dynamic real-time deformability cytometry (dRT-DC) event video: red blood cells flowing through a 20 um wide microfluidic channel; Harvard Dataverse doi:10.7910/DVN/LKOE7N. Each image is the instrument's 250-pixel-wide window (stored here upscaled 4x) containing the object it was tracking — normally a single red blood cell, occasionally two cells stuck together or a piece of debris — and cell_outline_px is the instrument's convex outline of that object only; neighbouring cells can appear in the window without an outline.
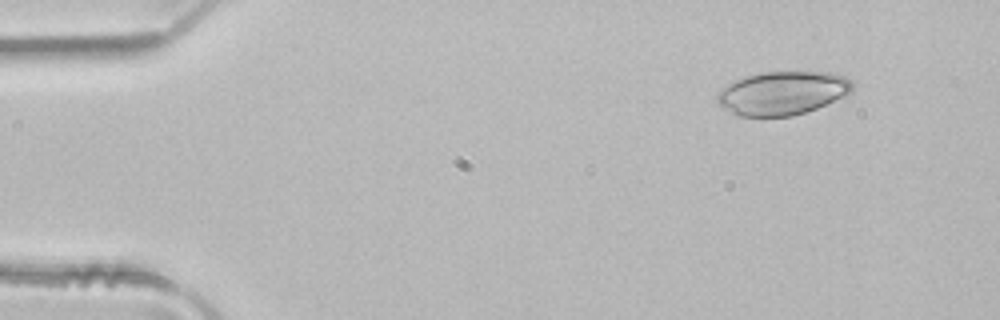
{"species": "common noctule bat (a hibernating species)", "species_latin": "Nyctalus noctula", "temperature_condition": "room temperature", "stored_images_in_passage": 3, "camera_frame_rate_fps": 3000, "um_per_image_px": 0.085, "animal": {"sex": "male", "body_mass_g": 21.5, "forearm_length_mm": 52.0}, "frame": {"image": 1, "passage_image": 1, "time_ms": 0.0, "image_size_px": [1000, 320], "cell_outline_px": [[856, 80], [852, 92], [848, 96], [816, 108], [792, 116], [740, 116], [732, 112], [720, 104], [716, 100], [716, 92], [728, 84], [744, 76], [764, 72], [828, 72], [844, 76]], "centroid_in_image_um": [66.58, 7.9], "position_along_channel_um": 18.4, "area_um2": 34.51}}